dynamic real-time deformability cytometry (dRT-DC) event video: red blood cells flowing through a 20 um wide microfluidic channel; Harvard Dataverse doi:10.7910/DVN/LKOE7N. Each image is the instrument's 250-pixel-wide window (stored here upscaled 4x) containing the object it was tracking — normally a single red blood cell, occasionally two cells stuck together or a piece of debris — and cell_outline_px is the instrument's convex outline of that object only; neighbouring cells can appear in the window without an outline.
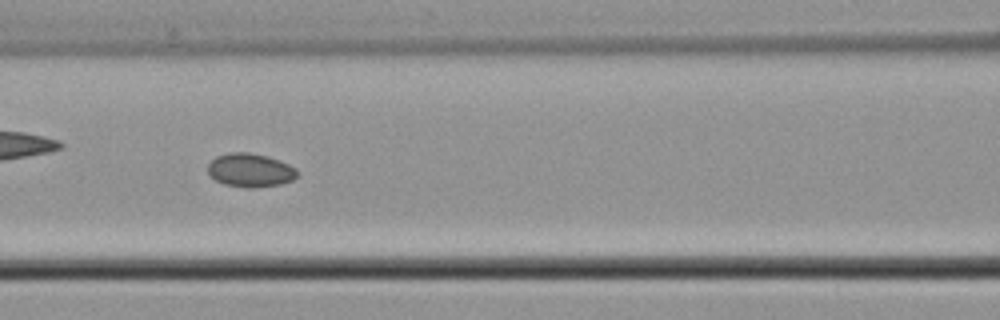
{"species": "common noctule bat (a hibernating species)", "species_latin": "Nyctalus noctula", "temperature_condition": "cold", "stored_images_in_passage": 42, "camera_frame_rate_fps": 3000, "um_per_image_px": 0.085, "animal": {"sex": "male", "body_mass_g": 21.5, "forearm_length_mm": 52.0}, "frame": {"image": 1, "passage_image": 19, "time_ms": 6.0, "image_size_px": [1000, 320], "cell_outline_px": [[300, 172], [292, 180], [280, 184], [252, 188], [244, 188], [224, 184], [216, 180], [208, 172], [208, 164], [216, 156], [228, 152], [248, 152], [268, 156], [288, 164], [296, 168]], "centroid_in_image_um": [21.28, 14.46], "position_along_channel_um": 145.3, "area_um2": 17.57}}